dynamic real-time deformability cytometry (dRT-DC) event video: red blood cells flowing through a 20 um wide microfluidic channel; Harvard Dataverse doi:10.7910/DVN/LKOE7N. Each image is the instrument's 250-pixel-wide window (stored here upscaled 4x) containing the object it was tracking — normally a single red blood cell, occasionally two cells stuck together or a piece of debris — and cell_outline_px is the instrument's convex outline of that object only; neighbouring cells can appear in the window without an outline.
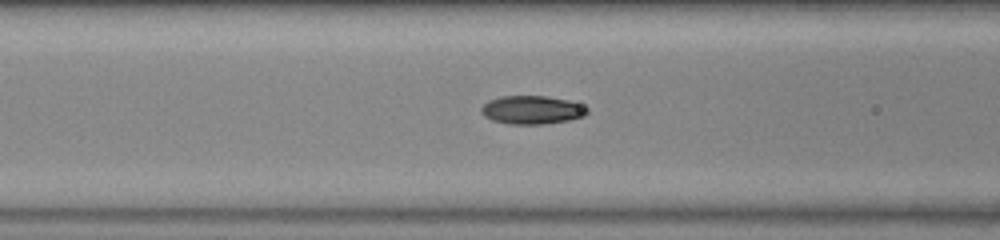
{"species": "common noctule bat (a hibernating species)", "species_latin": "Nyctalus noctula", "temperature_condition": "warm", "stored_images_in_passage": 40, "camera_frame_rate_fps": 3000, "um_per_image_px": 0.085, "animal": {"sex": "female", "body_mass_g": 23.0, "forearm_length_mm": 53.4}, "frame": {"image": 1, "passage_image": 20, "time_ms": 6.333, "image_size_px": [1000, 240], "cell_outline_px": [[588, 112], [584, 116], [568, 120], [544, 124], [508, 124], [492, 120], [484, 116], [480, 112], [480, 108], [488, 100], [500, 96], [548, 96], [568, 100], [580, 104], [588, 108]], "centroid_in_image_um": [45.19, 9.34], "position_along_channel_um": 121.4, "area_um2": 17.63}}
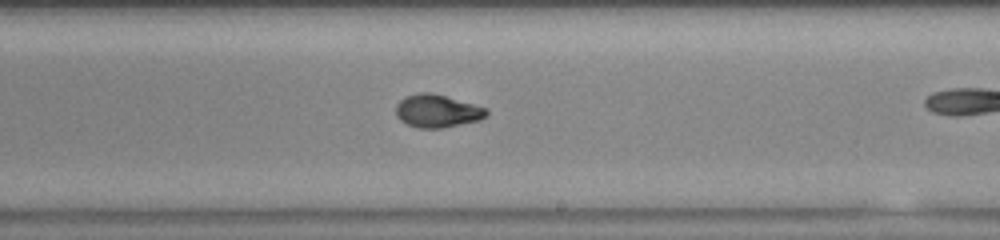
{"frame": {"image": 2, "passage_image": 30, "time_ms": 9.667, "image_size_px": [1000, 240], "cell_outline_px": [[488, 112], [480, 120], [440, 128], [420, 128], [408, 124], [400, 120], [396, 116], [396, 104], [404, 96], [420, 92], [432, 92], [488, 108]], "centroid_in_image_um": [37.14, 9.42], "position_along_channel_um": 251.9, "area_um2": 17.34}}
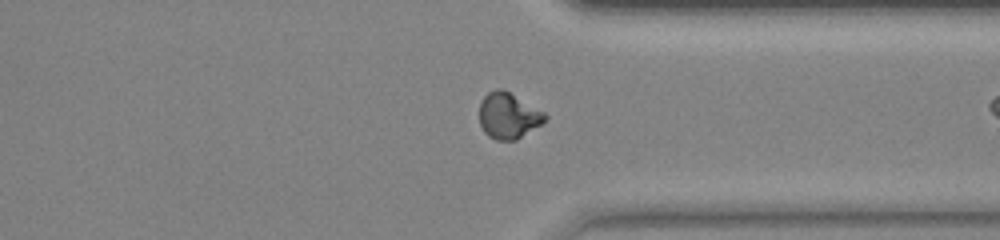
{"frame": {"image": 3, "passage_image": 39, "time_ms": 12.667, "image_size_px": [1000, 240], "cell_outline_px": [[548, 116], [540, 124], [516, 140], [496, 140], [488, 136], [484, 132], [480, 124], [480, 100], [488, 92], [496, 88], [504, 88], [544, 112]], "centroid_in_image_um": [43.18, 9.81], "position_along_channel_um": 368.2, "area_um2": 17.57}}